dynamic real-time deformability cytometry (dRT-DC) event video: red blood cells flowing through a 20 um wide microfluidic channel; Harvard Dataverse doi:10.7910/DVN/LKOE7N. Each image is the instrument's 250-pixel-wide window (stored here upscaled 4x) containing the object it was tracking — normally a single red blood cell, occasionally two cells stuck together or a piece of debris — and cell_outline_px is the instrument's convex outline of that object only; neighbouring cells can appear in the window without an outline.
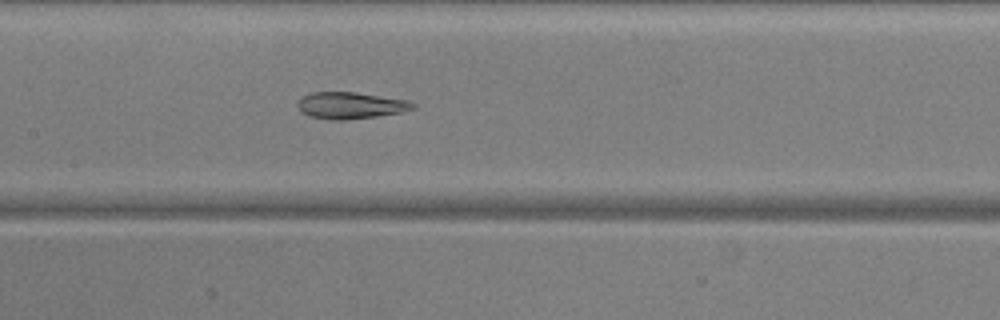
{"species": "common noctule bat (a hibernating species)", "species_latin": "Nyctalus noctula", "temperature_condition": "warm", "stored_images_in_passage": 52, "camera_frame_rate_fps": 3000, "um_per_image_px": 0.085, "animal": {"sex": "male", "body_mass_g": 20.5, "forearm_length_mm": 52.5}, "frame": {"image": 1, "passage_image": 25, "time_ms": 8.0, "image_size_px": [1000, 320], "cell_outline_px": [[416, 108], [400, 112], [376, 116], [344, 120], [332, 120], [308, 116], [300, 112], [296, 104], [304, 96], [312, 92], [356, 92], [408, 100], [416, 104]], "centroid_in_image_um": [29.78, 8.96], "position_along_channel_um": 177.6, "area_um2": 17.92}}
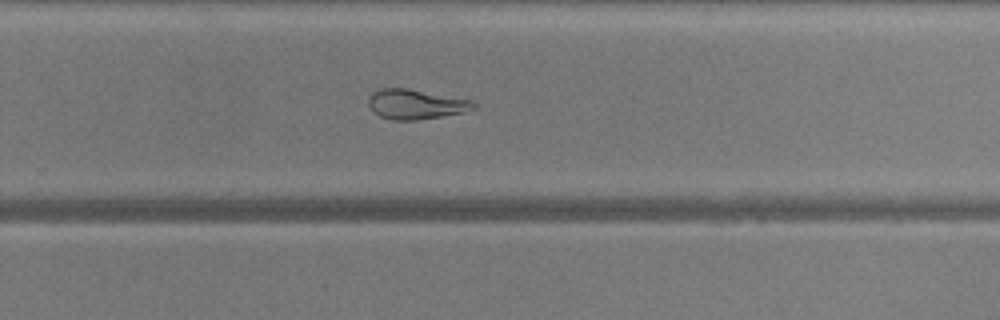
{"frame": {"image": 2, "passage_image": 34, "time_ms": 11.0, "image_size_px": [1000, 320], "cell_outline_px": [[476, 108], [464, 112], [444, 116], [416, 120], [392, 120], [380, 116], [372, 112], [368, 104], [368, 100], [372, 92], [380, 88], [408, 88], [472, 100], [476, 104]], "centroid_in_image_um": [35.33, 8.86], "position_along_channel_um": 294.5, "area_um2": 18.44}}
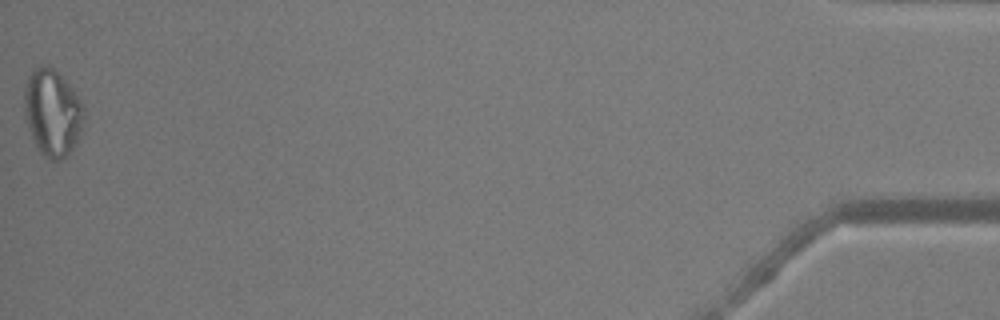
{"frame": {"image": 3, "passage_image": 52, "time_ms": 17.0, "image_size_px": [1000, 320], "cell_outline_px": [[84, 120], [80, 136], [72, 148], [60, 160], [52, 160], [44, 156], [36, 148], [32, 140], [24, 116], [24, 88], [28, 76], [36, 68], [44, 64], [52, 68], [76, 92], [84, 108]], "centroid_in_image_um": [4.44, 9.59], "position_along_channel_um": 430.8, "area_um2": 30.17}, "authors_computed_cell_mechanics": {"area_um2": 23.7847, "velocity_mm_per_s": 3.9235, "shape_relaxation_time_tau1_ms": null, "shape_relaxation_time_tau2_ms": 4.7136, "deformation_change_tau1": null, "deformation_change_tau2": 0.1155}}